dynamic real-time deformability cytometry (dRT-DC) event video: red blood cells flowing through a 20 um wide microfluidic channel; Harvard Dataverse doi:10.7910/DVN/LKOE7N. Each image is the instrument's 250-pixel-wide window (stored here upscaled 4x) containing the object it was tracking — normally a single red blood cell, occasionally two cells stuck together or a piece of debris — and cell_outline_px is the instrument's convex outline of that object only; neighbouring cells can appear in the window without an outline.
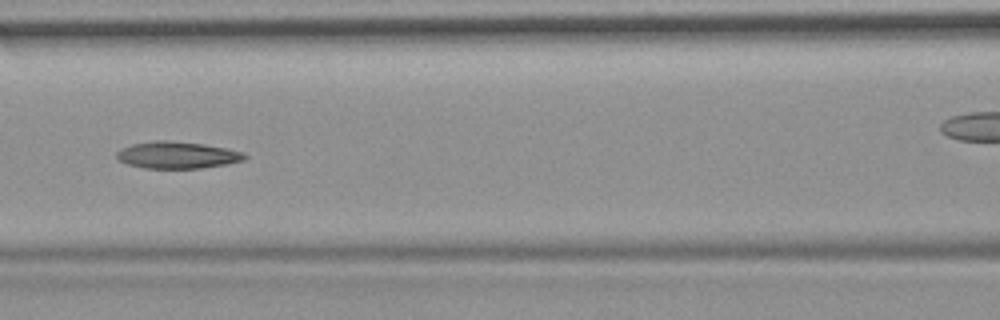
{"species": "common noctule bat (a hibernating species)", "species_latin": "Nyctalus noctula", "temperature_condition": "room temperature", "stored_images_in_passage": 16, "camera_frame_rate_fps": 3000, "um_per_image_px": 0.085, "animal": {"sex": "female", "body_mass_g": 19.9}, "frame": {"image": 1, "passage_image": 7, "time_ms": 7.0, "image_size_px": [1000, 320], "cell_outline_px": [[248, 156], [244, 160], [224, 164], [200, 168], [144, 168], [128, 164], [120, 160], [116, 156], [116, 152], [120, 148], [132, 144], [156, 140], [168, 140], [204, 144], [228, 148], [244, 152]], "centroid_in_image_um": [15.07, 13.17], "position_along_channel_um": 151.5, "area_um2": 20.06}}